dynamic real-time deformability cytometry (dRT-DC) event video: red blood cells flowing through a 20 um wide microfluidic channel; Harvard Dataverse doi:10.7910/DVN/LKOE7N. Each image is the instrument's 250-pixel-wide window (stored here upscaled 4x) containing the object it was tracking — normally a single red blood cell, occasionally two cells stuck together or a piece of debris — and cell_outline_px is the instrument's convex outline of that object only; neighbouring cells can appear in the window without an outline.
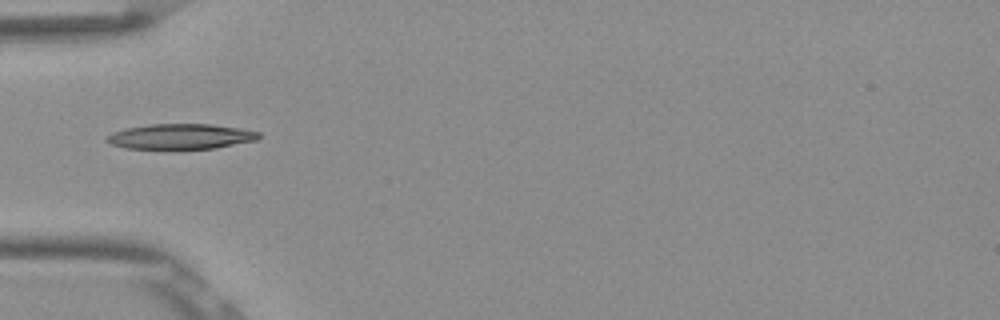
{"species": "Egyptian fruit bat (a non-hibernating species)", "species_latin": "Rousettus aegyptiacus", "temperature_condition": "room temperature", "stored_images_in_passage": 36, "camera_frame_rate_fps": 3000, "um_per_image_px": 0.085, "frame": {"image": 1, "passage_image": 1, "time_ms": 0.0, "image_size_px": [1000, 320], "cell_outline_px": [[260, 136], [256, 140], [216, 148], [124, 148], [112, 144], [104, 140], [104, 136], [112, 132], [124, 128], [148, 124], [212, 124], [240, 128], [260, 132]], "centroid_in_image_um": [15.32, 11.59], "position_along_channel_um": 69.7, "area_um2": 22.37}}
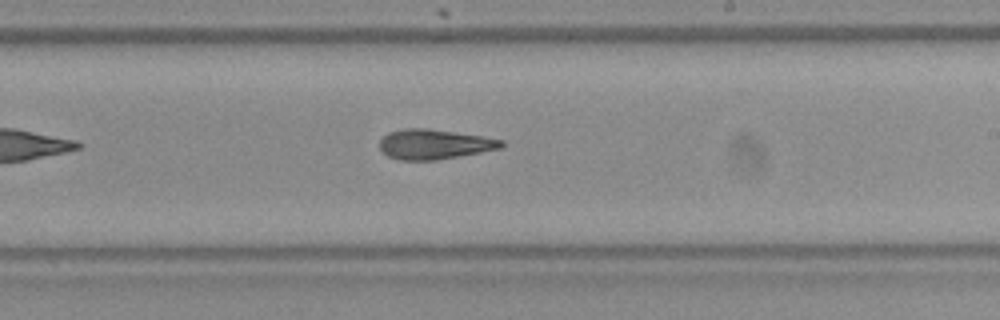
{"frame": {"image": 2, "passage_image": 15, "time_ms": 4.667, "image_size_px": [1000, 320], "cell_outline_px": [[504, 144], [500, 148], [480, 152], [436, 160], [400, 160], [388, 156], [380, 148], [380, 140], [388, 132], [404, 128], [428, 128], [484, 136], [504, 140]], "centroid_in_image_um": [36.91, 12.25], "position_along_channel_um": 252.1, "area_um2": 21.15}}
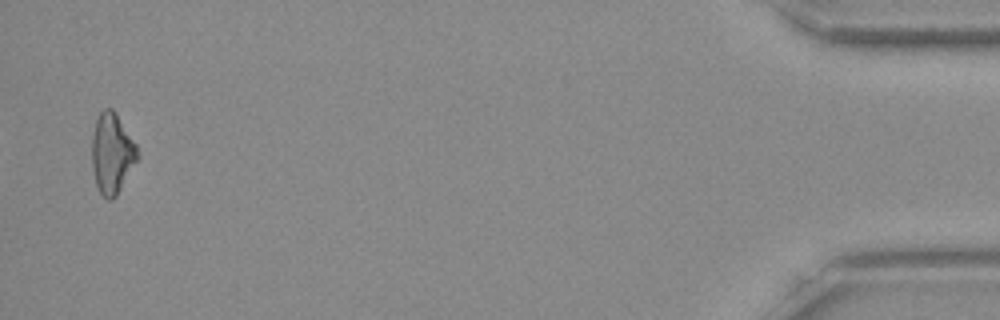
{"frame": {"image": 3, "passage_image": 35, "time_ms": 11.333, "image_size_px": [1000, 320], "cell_outline_px": [[140, 156], [116, 196], [112, 200], [108, 200], [100, 192], [96, 184], [92, 168], [92, 136], [96, 120], [100, 112], [104, 108], [112, 108], [116, 112], [136, 144], [140, 152]], "centroid_in_image_um": [9.53, 13.02], "position_along_channel_um": 425.7, "area_um2": 21.44}, "authors_computed_cell_mechanics": {"area_um2": 21.2126, "velocity_mm_per_s": 3.8978, "shape_relaxation_time_tau1_ms": 4.8687, "shape_relaxation_time_tau2_ms": 6.6507, "deformation_change_tau1": 0.1769, "deformation_change_tau2": 0.1734}}